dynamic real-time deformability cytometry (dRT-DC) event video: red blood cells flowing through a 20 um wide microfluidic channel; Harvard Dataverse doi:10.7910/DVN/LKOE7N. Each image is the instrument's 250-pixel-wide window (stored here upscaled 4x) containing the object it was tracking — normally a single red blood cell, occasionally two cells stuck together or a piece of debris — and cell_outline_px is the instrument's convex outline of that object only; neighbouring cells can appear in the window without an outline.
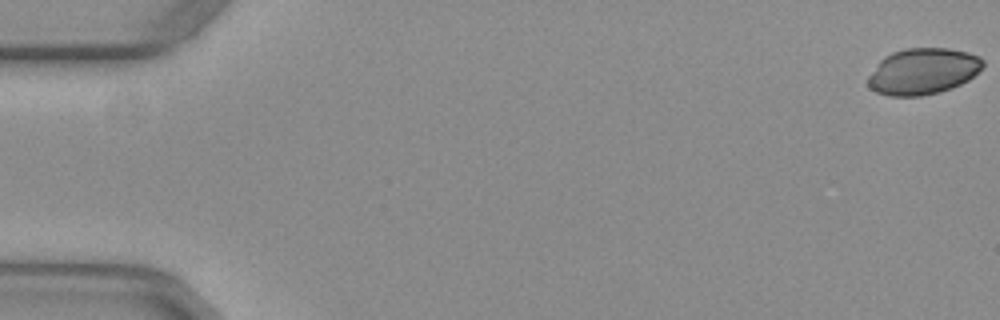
{"species": "common noctule bat (a hibernating species)", "species_latin": "Nyctalus noctula", "temperature_condition": "warm", "stored_images_in_passage": 53, "camera_frame_rate_fps": 3000, "um_per_image_px": 0.085, "animal": {"sex": "female", "body_mass_g": 29.2, "forearm_length_mm": 56.3}, "frame": {"image": 1, "passage_image": 1, "time_ms": 0.0, "image_size_px": [1000, 320], "cell_outline_px": [[984, 64], [968, 80], [952, 88], [940, 92], [920, 96], [892, 96], [876, 92], [868, 88], [868, 76], [880, 60], [884, 56], [892, 52], [904, 48], [948, 48], [968, 52], [980, 56], [984, 60]], "centroid_in_image_um": [78.43, 6.05], "position_along_channel_um": 6.6, "area_um2": 31.04}}
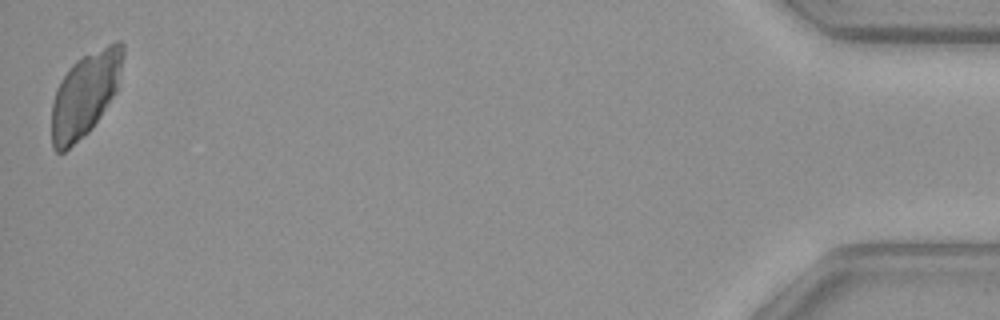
{"frame": {"image": 2, "passage_image": 53, "time_ms": 17.333, "image_size_px": [1000, 320], "cell_outline_px": [[124, 56], [116, 88], [112, 96], [100, 116], [92, 128], [88, 132], [64, 152], [56, 152], [52, 148], [52, 100], [56, 88], [60, 80], [68, 68], [76, 60], [116, 40], [120, 40], [124, 44]], "centroid_in_image_um": [7.21, 8.0], "position_along_channel_um": 428.0, "area_um2": 34.62}}